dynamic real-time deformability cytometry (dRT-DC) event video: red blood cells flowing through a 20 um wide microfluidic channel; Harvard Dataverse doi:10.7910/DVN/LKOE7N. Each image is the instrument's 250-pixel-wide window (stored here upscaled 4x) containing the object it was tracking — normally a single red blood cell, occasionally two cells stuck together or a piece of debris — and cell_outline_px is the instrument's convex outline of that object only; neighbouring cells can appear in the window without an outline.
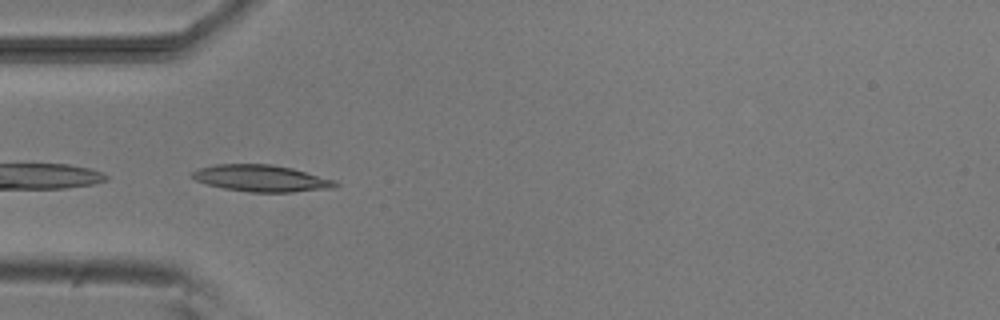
{"species": "common noctule bat (a hibernating species)", "species_latin": "Nyctalus noctula", "temperature_condition": "room temperature", "stored_images_in_passage": 8, "camera_frame_rate_fps": 3000, "um_per_image_px": 0.085, "animal": {"sex": "male", "body_mass_g": 20.5, "forearm_length_mm": 52.5}, "frame": {"image": 1, "passage_image": 5, "time_ms": 4.667, "image_size_px": [1000, 320], "cell_outline_px": [[340, 184], [332, 188], [292, 192], [248, 192], [224, 188], [208, 184], [196, 180], [188, 176], [196, 168], [212, 164], [272, 164], [292, 168], [336, 180]], "centroid_in_image_um": [22.18, 15.14], "position_along_channel_um": 62.8, "area_um2": 22.43}}
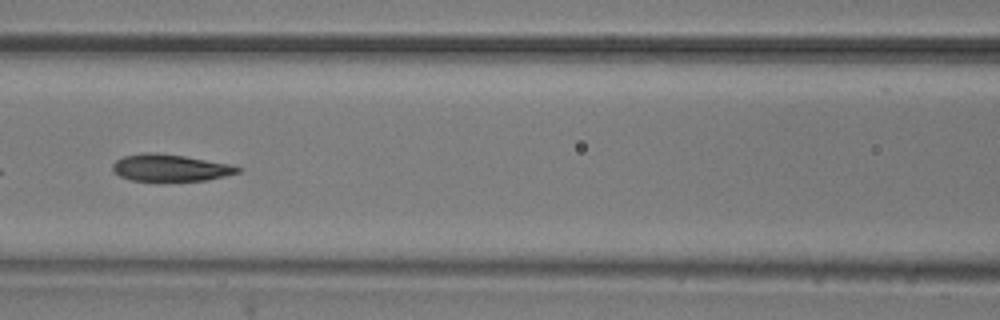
{"frame": {"image": 2, "passage_image": 7, "time_ms": 7.0, "image_size_px": [1000, 320], "cell_outline_px": [[240, 172], [224, 176], [204, 180], [160, 184], [132, 180], [120, 176], [112, 172], [112, 164], [116, 160], [124, 156], [144, 152], [156, 152], [184, 156], [228, 164], [240, 168]], "centroid_in_image_um": [14.38, 14.31], "position_along_channel_um": 152.2, "area_um2": 20.35}}
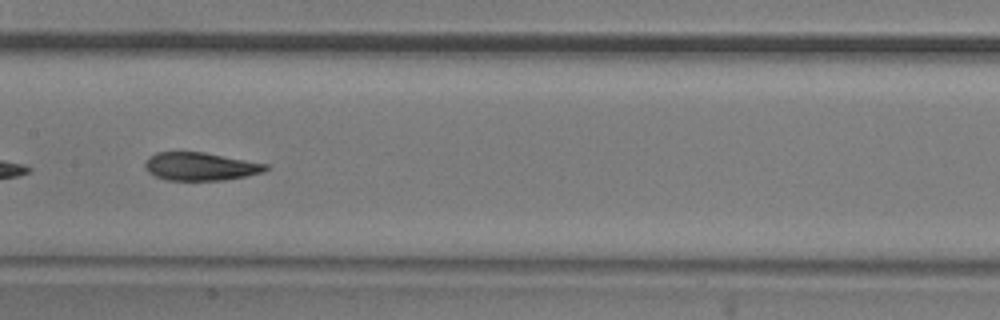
{"frame": {"image": 3, "passage_image": 8, "time_ms": 8.0, "image_size_px": [1000, 320], "cell_outline_px": [[268, 168], [264, 172], [224, 180], [164, 180], [148, 172], [144, 168], [144, 164], [148, 156], [156, 152], [204, 152], [268, 164]], "centroid_in_image_um": [17.0, 14.14], "position_along_channel_um": 190.4, "area_um2": 19.77}}